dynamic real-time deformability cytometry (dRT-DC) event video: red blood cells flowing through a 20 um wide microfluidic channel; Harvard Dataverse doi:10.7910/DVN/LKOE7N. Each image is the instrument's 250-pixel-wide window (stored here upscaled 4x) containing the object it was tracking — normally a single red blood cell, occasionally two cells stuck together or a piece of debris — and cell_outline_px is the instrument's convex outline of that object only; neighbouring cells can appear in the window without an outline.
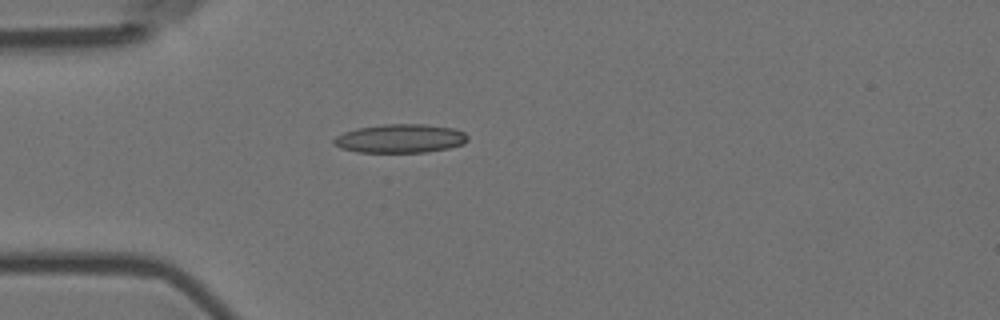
{"species": "Egyptian fruit bat (a non-hibernating species)", "species_latin": "Rousettus aegyptiacus", "temperature_condition": "room temperature", "stored_images_in_passage": 6, "camera_frame_rate_fps": 3000, "um_per_image_px": 0.085, "animal": {"sex": "female"}, "frame": {"image": 1, "passage_image": 5, "time_ms": 1.333, "image_size_px": [1000, 320], "cell_outline_px": [[468, 140], [464, 144], [448, 148], [428, 152], [356, 152], [340, 148], [332, 144], [332, 140], [336, 136], [344, 132], [356, 128], [384, 124], [424, 124], [452, 128], [464, 132], [468, 136]], "centroid_in_image_um": [34.0, 11.77], "position_along_channel_um": 51.0, "area_um2": 22.54}}